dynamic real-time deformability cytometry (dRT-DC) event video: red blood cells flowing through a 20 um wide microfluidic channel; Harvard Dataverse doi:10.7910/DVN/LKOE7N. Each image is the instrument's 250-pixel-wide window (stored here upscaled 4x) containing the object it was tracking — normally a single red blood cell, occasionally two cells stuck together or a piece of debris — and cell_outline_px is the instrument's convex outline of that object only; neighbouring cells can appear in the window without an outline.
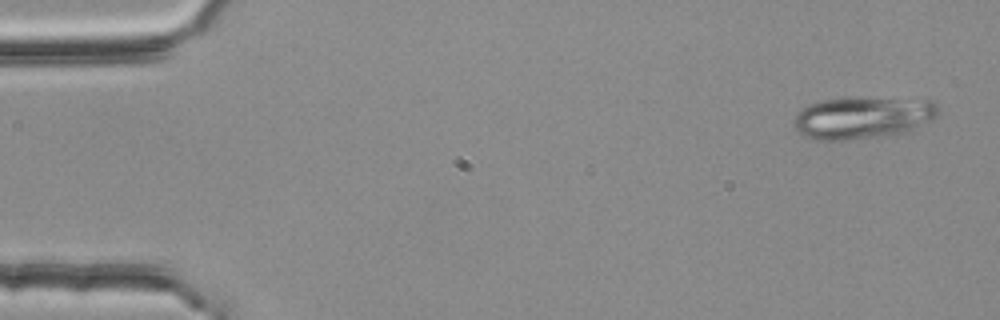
{"species": "common noctule bat (a hibernating species)", "species_latin": "Nyctalus noctula", "temperature_condition": "room temperature", "stored_images_in_passage": 4, "camera_frame_rate_fps": 3000, "um_per_image_px": 0.085, "animal": {"sex": "female", "body_mass_g": 25.1}, "frame": {"image": 1, "passage_image": 1, "time_ms": 0.0, "image_size_px": [1000, 320], "cell_outline_px": [[940, 112], [936, 116], [908, 132], [884, 136], [844, 140], [812, 140], [796, 132], [792, 124], [792, 120], [804, 108], [820, 100], [848, 96], [864, 96], [932, 100], [940, 108]], "centroid_in_image_um": [73.32, 9.98], "position_along_channel_um": 11.7, "area_um2": 36.3}}